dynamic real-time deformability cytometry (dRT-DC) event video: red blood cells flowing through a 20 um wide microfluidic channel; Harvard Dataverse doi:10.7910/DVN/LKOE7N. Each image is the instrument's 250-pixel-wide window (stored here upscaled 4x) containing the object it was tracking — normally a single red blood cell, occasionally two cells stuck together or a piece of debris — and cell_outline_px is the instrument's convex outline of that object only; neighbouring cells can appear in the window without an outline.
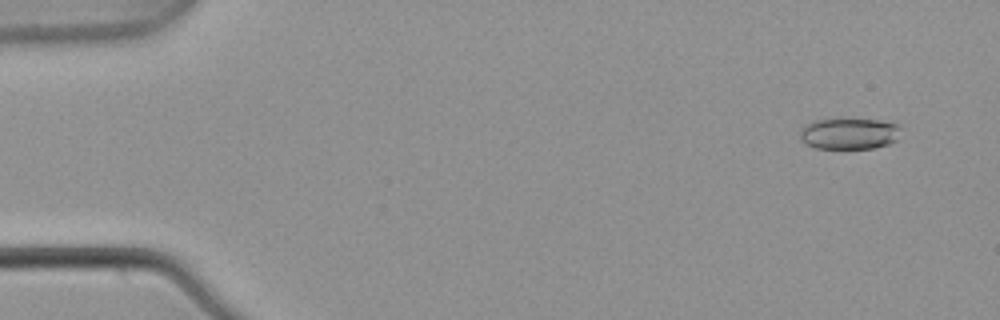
{"species": "common noctule bat (a hibernating species)", "species_latin": "Nyctalus noctula", "temperature_condition": "warm", "stored_images_in_passage": 7, "camera_frame_rate_fps": 3000, "um_per_image_px": 0.085, "animal": {"sex": "male", "body_mass_g": 21.5, "forearm_length_mm": 52.0}, "frame": {"image": 1, "passage_image": 1, "time_ms": 0.0, "image_size_px": [1000, 320], "cell_outline_px": [[900, 128], [896, 140], [888, 144], [872, 148], [816, 148], [800, 140], [800, 132], [812, 120], [880, 120], [896, 124]], "centroid_in_image_um": [72.18, 11.37], "position_along_channel_um": 12.8, "area_um2": 17.86}}
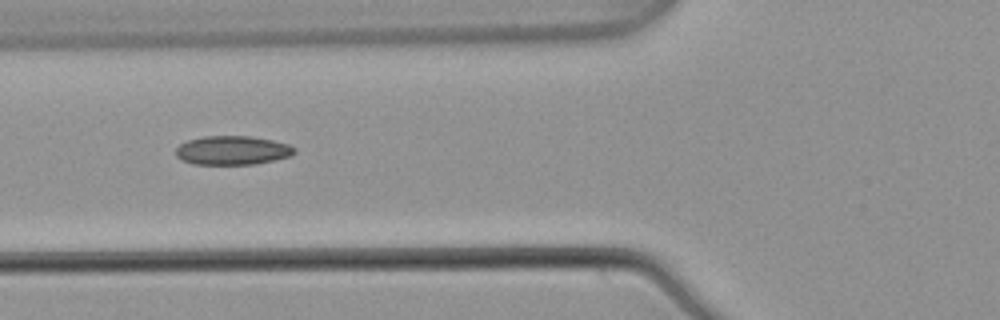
{"frame": {"image": 2, "passage_image": 5, "time_ms": 1.333, "image_size_px": [1000, 320], "cell_outline_px": [[296, 152], [292, 156], [256, 164], [192, 164], [176, 156], [176, 148], [180, 144], [188, 140], [204, 136], [248, 136], [272, 140], [288, 144], [296, 148]], "centroid_in_image_um": [19.78, 12.78], "position_along_channel_um": 106.0, "area_um2": 20.0}}
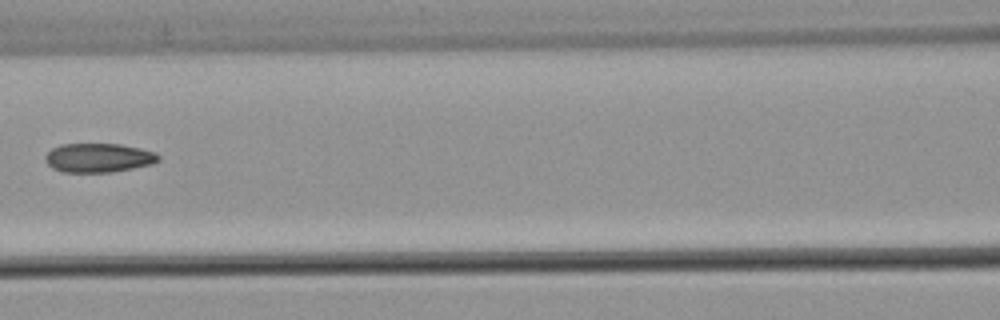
{"frame": {"image": 3, "passage_image": 6, "time_ms": 1.667, "image_size_px": [1000, 320], "cell_outline_px": [[160, 160], [152, 164], [112, 172], [64, 172], [52, 168], [44, 160], [44, 156], [52, 148], [60, 144], [120, 144], [140, 148], [156, 152], [160, 156]], "centroid_in_image_um": [8.37, 13.41], "position_along_channel_um": 158.2, "area_um2": 19.25}}